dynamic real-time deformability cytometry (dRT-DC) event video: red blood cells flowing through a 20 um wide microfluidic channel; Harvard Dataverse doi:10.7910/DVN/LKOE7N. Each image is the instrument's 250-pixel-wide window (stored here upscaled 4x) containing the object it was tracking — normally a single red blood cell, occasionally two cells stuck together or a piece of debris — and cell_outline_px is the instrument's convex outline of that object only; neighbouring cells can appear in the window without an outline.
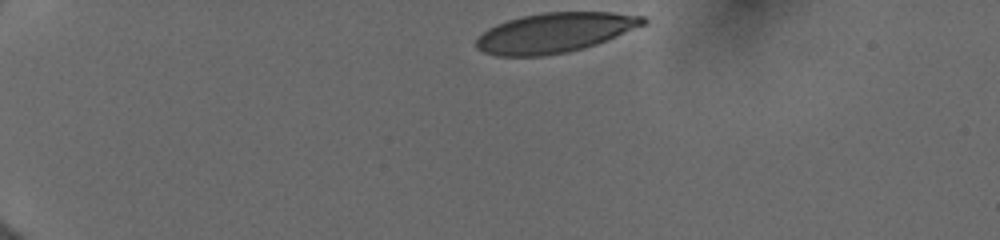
{"species": "human", "species_latin": "Homo sapiens", "temperature_condition": "cold", "stored_images_in_passage": 8, "camera_frame_rate_fps": 3000, "um_per_image_px": 0.085, "donor": {"sex": "female"}, "frame": {"image": 1, "passage_image": 1, "time_ms": 0.0, "image_size_px": [1000, 240], "cell_outline_px": [[648, 24], [596, 44], [568, 52], [540, 56], [496, 56], [484, 52], [476, 48], [476, 40], [488, 28], [496, 24], [508, 20], [524, 16], [544, 12], [612, 12], [644, 16], [648, 20]], "centroid_in_image_um": [47.19, 2.77], "position_along_channel_um": 37.8, "area_um2": 38.67}}
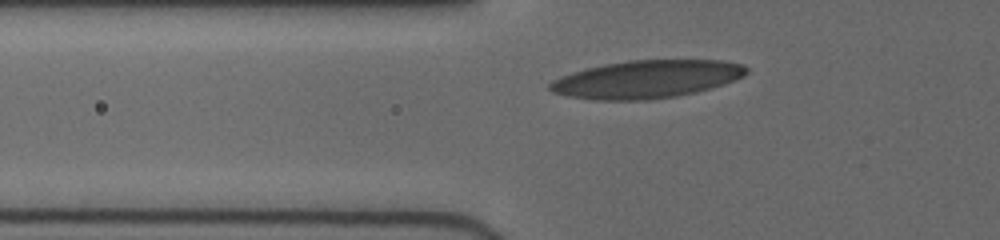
{"frame": {"image": 2, "passage_image": 6, "time_ms": 2.667, "image_size_px": [1000, 240], "cell_outline_px": [[748, 72], [744, 76], [696, 92], [676, 96], [648, 100], [596, 100], [568, 96], [552, 92], [548, 88], [548, 84], [552, 80], [560, 76], [584, 68], [604, 64], [628, 60], [724, 60], [740, 64], [748, 68]], "centroid_in_image_um": [54.9, 6.73], "position_along_channel_um": 70.9, "area_um2": 43.29}}